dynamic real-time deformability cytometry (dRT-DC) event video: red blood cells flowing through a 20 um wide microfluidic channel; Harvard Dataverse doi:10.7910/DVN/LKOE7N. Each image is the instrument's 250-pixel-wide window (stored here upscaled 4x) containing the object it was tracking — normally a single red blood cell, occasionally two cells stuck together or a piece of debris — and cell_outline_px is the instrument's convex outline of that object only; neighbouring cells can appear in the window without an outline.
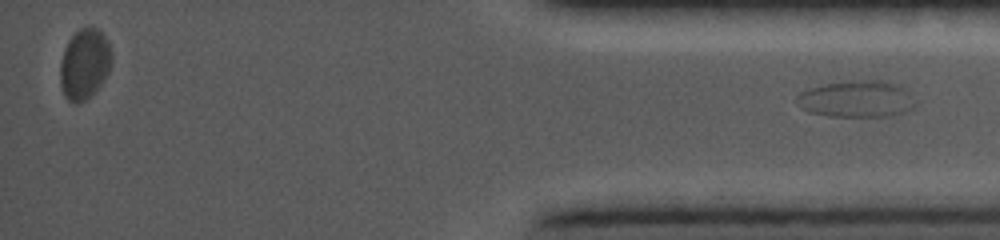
{"species": "common noctule bat (a hibernating species)", "species_latin": "Nyctalus noctula", "temperature_condition": "cold", "stored_images_in_passage": 25, "segment_of_instrument_passage": [2, 2], "camera_frame_rate_fps": 5000, "um_per_image_px": 0.085, "animal": {"sex": "female", "body_mass_g": 19.0, "forearm_length_mm": 56.7}, "frame": {"image": 1, "passage_image": 25, "time_ms": 12.0, "image_size_px": [1000, 240], "cell_outline_px": [[916, 104], [912, 108], [888, 116], [828, 116], [808, 112], [800, 108], [796, 104], [796, 96], [800, 92], [824, 84], [860, 80], [880, 80], [896, 84]], "centroid_in_image_um": [72.69, 8.43], "position_along_channel_um": 362.5, "area_um2": 24.74}}